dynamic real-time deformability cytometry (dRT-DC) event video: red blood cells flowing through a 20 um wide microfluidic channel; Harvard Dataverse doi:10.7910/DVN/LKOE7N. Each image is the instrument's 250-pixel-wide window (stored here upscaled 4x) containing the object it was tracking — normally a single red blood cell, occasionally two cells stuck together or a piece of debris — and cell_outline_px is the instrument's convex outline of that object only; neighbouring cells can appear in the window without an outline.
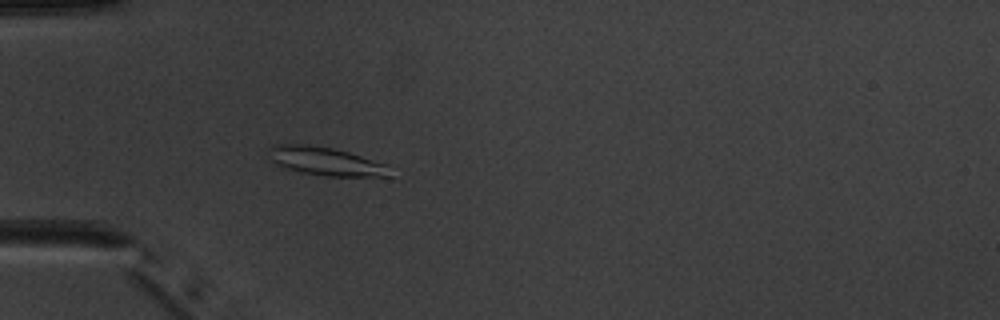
{"species": "common noctule bat (a hibernating species)", "species_latin": "Nyctalus noctula", "temperature_condition": "warm", "stored_images_in_passage": 5, "camera_frame_rate_fps": 3000, "um_per_image_px": 0.085, "animal": {"sex": "male", "body_mass_g": 20.1, "forearm_length_mm": 53.5}, "frame": {"image": 1, "passage_image": 5, "time_ms": 5.667, "image_size_px": [1000, 320], "cell_outline_px": [[392, 176], [324, 176], [300, 172], [284, 168], [268, 160], [272, 144], [308, 144], [332, 148], [348, 152], [388, 164]], "centroid_in_image_um": [27.67, 13.71], "position_along_channel_um": 57.3, "area_um2": 20.17}}